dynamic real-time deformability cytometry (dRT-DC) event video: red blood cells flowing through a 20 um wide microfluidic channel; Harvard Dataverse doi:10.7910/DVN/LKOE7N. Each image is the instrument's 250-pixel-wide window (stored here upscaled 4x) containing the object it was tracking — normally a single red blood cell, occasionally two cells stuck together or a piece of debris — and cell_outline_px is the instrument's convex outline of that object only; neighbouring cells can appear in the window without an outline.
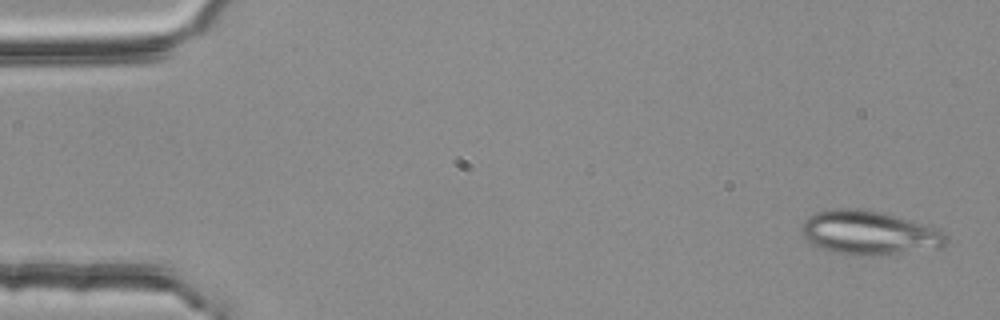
{"species": "common noctule bat (a hibernating species)", "species_latin": "Nyctalus noctula", "temperature_condition": "room temperature", "stored_images_in_passage": 4, "camera_frame_rate_fps": 3000, "um_per_image_px": 0.085, "animal": {"sex": "female", "body_mass_g": 25.1}, "frame": {"image": 1, "passage_image": 1, "time_ms": 0.0, "image_size_px": [1000, 320], "cell_outline_px": [[948, 244], [940, 248], [900, 252], [836, 252], [812, 244], [804, 240], [804, 220], [808, 216], [816, 212], [836, 208], [856, 208], [884, 212], [940, 228], [948, 236]], "centroid_in_image_um": [73.95, 19.72], "position_along_channel_um": 11.0, "area_um2": 36.01}}